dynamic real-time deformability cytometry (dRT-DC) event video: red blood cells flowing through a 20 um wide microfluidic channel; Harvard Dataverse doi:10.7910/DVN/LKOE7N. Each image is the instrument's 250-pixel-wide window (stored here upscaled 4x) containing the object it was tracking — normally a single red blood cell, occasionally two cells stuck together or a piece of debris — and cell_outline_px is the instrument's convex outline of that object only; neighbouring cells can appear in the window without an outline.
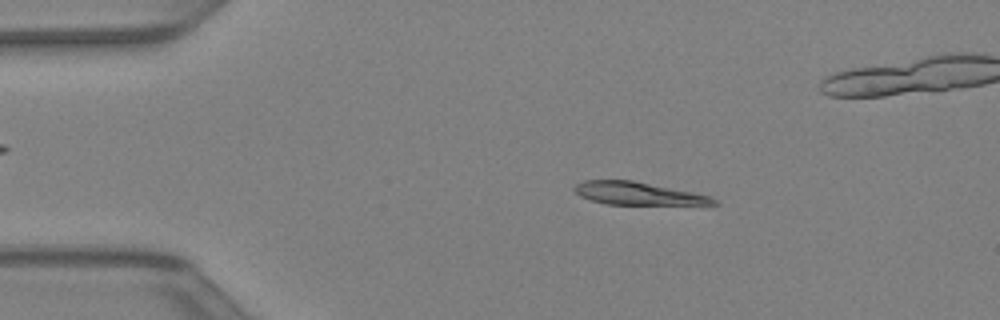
{"species": "Egyptian fruit bat (a non-hibernating species)", "species_latin": "Rousettus aegyptiacus", "temperature_condition": "warm", "stored_images_in_passage": 42, "camera_frame_rate_fps": 3000, "um_per_image_px": 0.085, "animal": {"sex": "female"}, "frame": {"image": 1, "passage_image": 7, "time_ms": 2.0, "image_size_px": [1000, 320], "cell_outline_px": [[720, 204], [608, 204], [592, 200], [580, 196], [572, 188], [576, 184], [584, 180], [632, 180], [692, 192], [708, 196], [716, 200]], "centroid_in_image_um": [54.16, 16.43], "position_along_channel_um": 30.8, "area_um2": 18.03}}
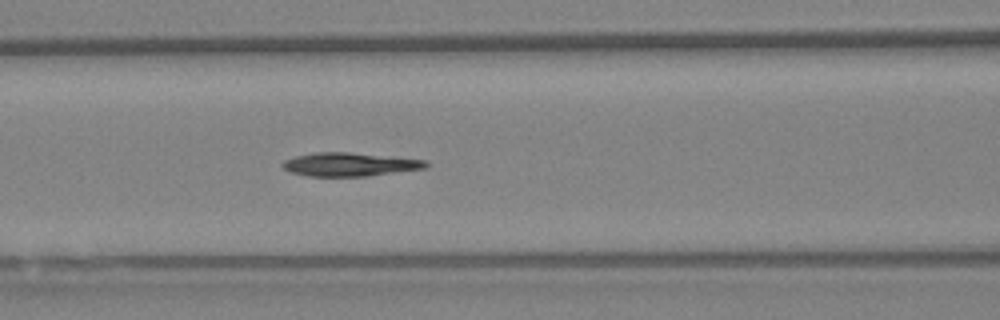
{"frame": {"image": 2, "passage_image": 17, "time_ms": 5.333, "image_size_px": [1000, 320], "cell_outline_px": [[428, 164], [424, 168], [368, 176], [308, 176], [292, 172], [284, 168], [280, 164], [284, 160], [296, 156], [316, 152], [348, 152], [424, 160]], "centroid_in_image_um": [29.66, 13.97], "position_along_channel_um": 136.9, "area_um2": 19.31}}
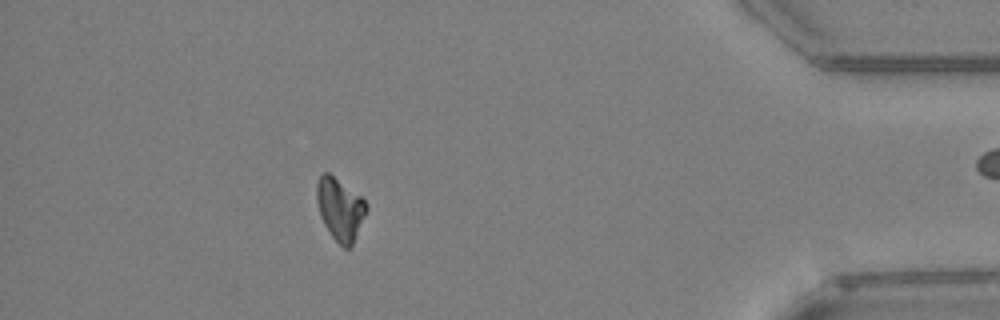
{"frame": {"image": 3, "passage_image": 37, "time_ms": 12.0, "image_size_px": [1000, 320], "cell_outline_px": [[368, 208], [352, 248], [344, 248], [332, 236], [324, 224], [320, 216], [316, 200], [316, 184], [320, 172], [328, 172], [360, 196], [368, 204]], "centroid_in_image_um": [28.89, 17.77], "position_along_channel_um": 406.3, "area_um2": 18.15}}